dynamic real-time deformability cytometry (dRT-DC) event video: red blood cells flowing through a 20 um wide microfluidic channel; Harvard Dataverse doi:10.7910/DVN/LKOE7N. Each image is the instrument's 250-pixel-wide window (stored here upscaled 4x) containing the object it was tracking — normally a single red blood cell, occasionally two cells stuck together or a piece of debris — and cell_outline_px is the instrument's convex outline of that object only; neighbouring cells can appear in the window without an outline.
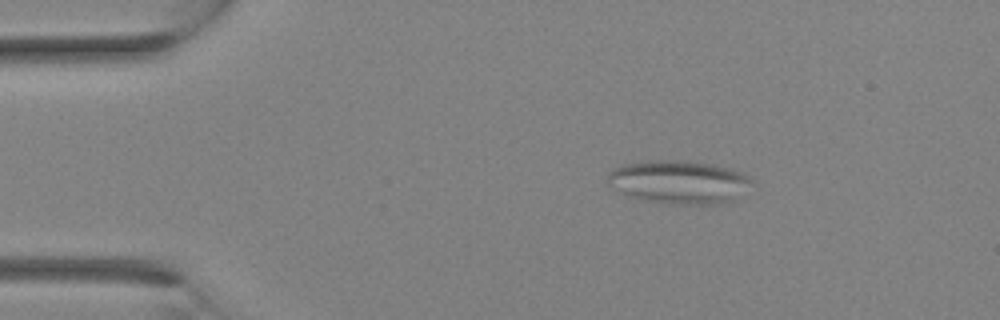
{"species": "Egyptian fruit bat (a non-hibernating species)", "species_latin": "Rousettus aegyptiacus", "temperature_condition": "room temperature", "stored_images_in_passage": 2, "camera_frame_rate_fps": 3000, "um_per_image_px": 0.085, "animal": {"sex": "female"}, "frame": {"image": 1, "passage_image": 1, "time_ms": 0.0, "image_size_px": [1000, 320], "cell_outline_px": [[756, 184], [732, 200], [712, 204], [660, 204], [640, 200], [624, 196], [612, 188], [608, 184], [608, 172], [624, 164], [648, 160], [684, 160], [712, 164], [732, 168], [744, 172]], "centroid_in_image_um": [57.7, 15.48], "position_along_channel_um": 27.3, "area_um2": 37.17}}